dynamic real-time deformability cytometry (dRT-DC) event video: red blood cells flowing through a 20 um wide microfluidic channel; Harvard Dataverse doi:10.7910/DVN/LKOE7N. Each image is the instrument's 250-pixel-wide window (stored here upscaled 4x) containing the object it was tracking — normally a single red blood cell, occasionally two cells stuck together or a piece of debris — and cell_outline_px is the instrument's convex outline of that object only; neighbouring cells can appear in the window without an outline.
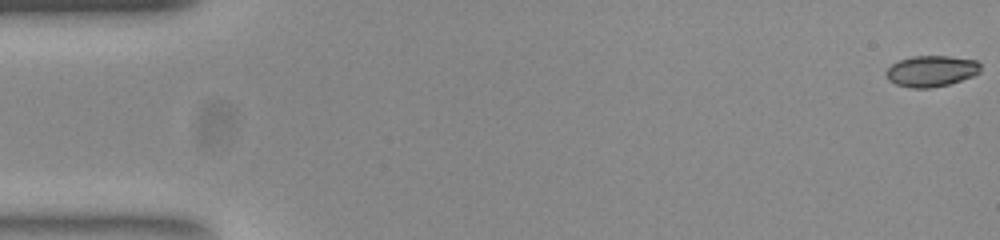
{"species": "common noctule bat (a hibernating species)", "species_latin": "Nyctalus noctula", "temperature_condition": "room temperature", "stored_images_in_passage": 53, "camera_frame_rate_fps": 3000, "um_per_image_px": 0.085, "animal": {"sex": "female", "body_mass_g": 23.0, "forearm_length_mm": 53.4}, "frame": {"image": 1, "passage_image": 1, "time_ms": 0.0, "image_size_px": [1000, 240], "cell_outline_px": [[980, 72], [972, 76], [948, 84], [928, 88], [912, 88], [896, 84], [888, 80], [884, 72], [892, 64], [900, 60], [912, 56], [948, 56], [976, 60], [980, 64]], "centroid_in_image_um": [79.14, 6.04], "position_along_channel_um": 5.9, "area_um2": 16.99}}
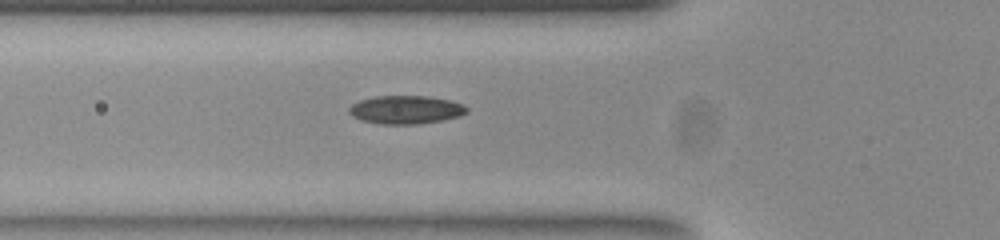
{"frame": {"image": 2, "passage_image": 19, "time_ms": 6.0, "image_size_px": [1000, 240], "cell_outline_px": [[468, 112], [460, 116], [444, 120], [420, 124], [380, 124], [360, 120], [352, 116], [348, 112], [348, 108], [352, 104], [360, 100], [376, 96], [428, 96], [448, 100], [464, 104], [468, 108]], "centroid_in_image_um": [34.5, 9.33], "position_along_channel_um": 91.3, "area_um2": 19.59}}
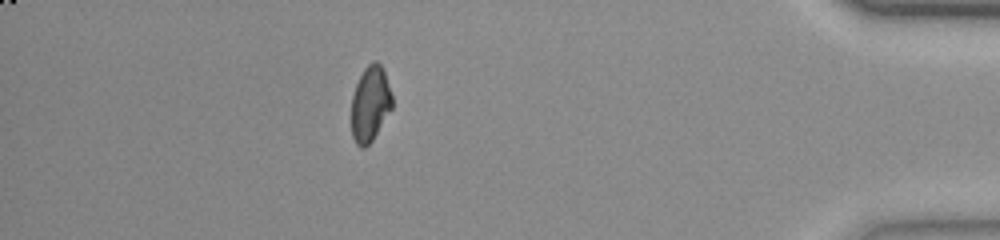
{"frame": {"image": 3, "passage_image": 47, "time_ms": 15.333, "image_size_px": [1000, 240], "cell_outline_px": [[392, 108], [372, 140], [364, 148], [360, 148], [356, 144], [352, 136], [352, 96], [356, 84], [364, 68], [372, 60], [376, 60], [384, 68], [392, 96]], "centroid_in_image_um": [31.47, 8.8], "position_along_channel_um": 403.7, "area_um2": 17.92}, "authors_computed_cell_mechanics": {"area_um2": 18.3226, "velocity_mm_per_s": 3.8779, "shape_relaxation_time_tau1_ms": null, "shape_relaxation_time_tau2_ms": 2.0942, "deformation_change_tau1": null, "deformation_change_tau2": 0.0615}}